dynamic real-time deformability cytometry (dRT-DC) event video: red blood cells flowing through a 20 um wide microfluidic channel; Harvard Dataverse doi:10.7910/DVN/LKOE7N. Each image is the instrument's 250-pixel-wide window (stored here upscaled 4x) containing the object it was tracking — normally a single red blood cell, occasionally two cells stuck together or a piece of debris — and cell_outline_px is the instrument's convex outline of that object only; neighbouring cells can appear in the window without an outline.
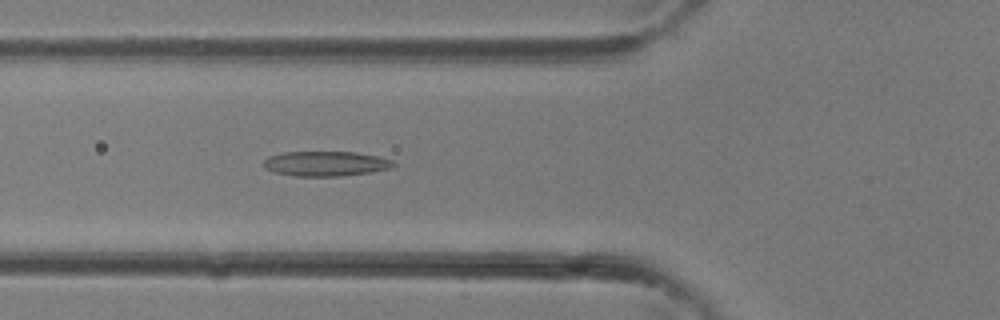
{"species": "common noctule bat (a hibernating species)", "species_latin": "Nyctalus noctula", "temperature_condition": "room temperature", "stored_images_in_passage": 27, "camera_frame_rate_fps": 3000, "um_per_image_px": 0.085, "animal": {"sex": "female"}, "frame": {"image": 1, "passage_image": 6, "time_ms": 1.667, "image_size_px": [1000, 320], "cell_outline_px": [[396, 164], [392, 168], [368, 172], [340, 176], [292, 176], [272, 172], [264, 168], [264, 160], [268, 156], [284, 152], [356, 152], [376, 156], [392, 160]], "centroid_in_image_um": [27.64, 13.91], "position_along_channel_um": 98.2, "area_um2": 18.84}}
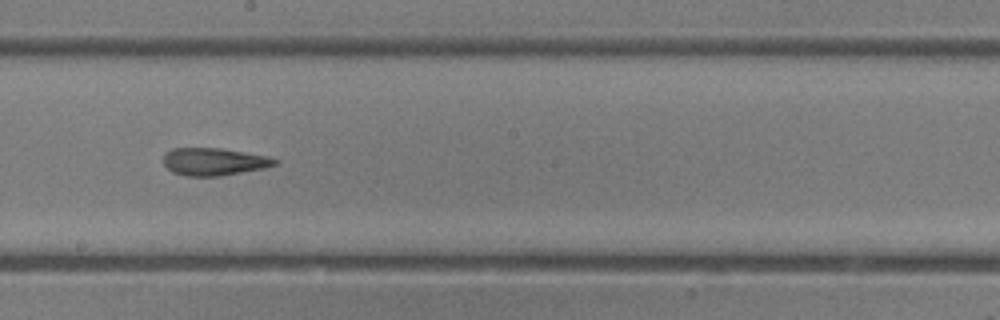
{"frame": {"image": 2, "passage_image": 13, "time_ms": 4.0, "image_size_px": [1000, 320], "cell_outline_px": [[280, 160], [276, 164], [264, 168], [220, 176], [184, 176], [172, 172], [164, 164], [164, 152], [172, 148], [220, 148], [268, 156]], "centroid_in_image_um": [18.17, 13.74], "position_along_channel_um": 230.0, "area_um2": 17.92}}
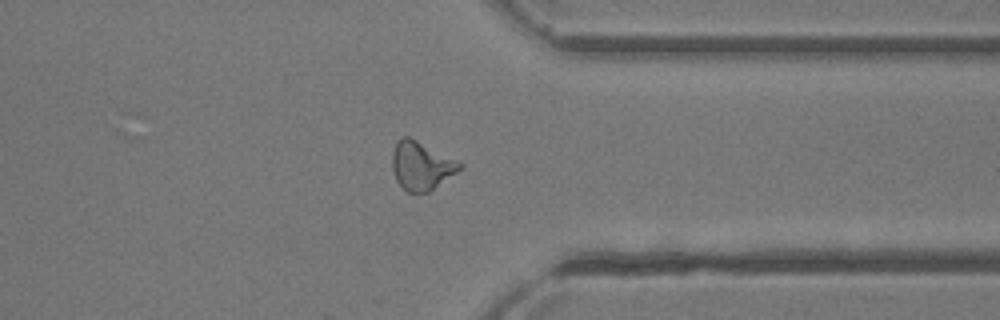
{"frame": {"image": 3, "passage_image": 21, "time_ms": 6.667, "image_size_px": [1000, 320], "cell_outline_px": [[464, 168], [428, 192], [408, 192], [396, 180], [392, 168], [392, 152], [396, 144], [404, 136], [408, 136], [464, 164]], "centroid_in_image_um": [35.83, 14.1], "position_along_channel_um": 375.6, "area_um2": 18.73}}